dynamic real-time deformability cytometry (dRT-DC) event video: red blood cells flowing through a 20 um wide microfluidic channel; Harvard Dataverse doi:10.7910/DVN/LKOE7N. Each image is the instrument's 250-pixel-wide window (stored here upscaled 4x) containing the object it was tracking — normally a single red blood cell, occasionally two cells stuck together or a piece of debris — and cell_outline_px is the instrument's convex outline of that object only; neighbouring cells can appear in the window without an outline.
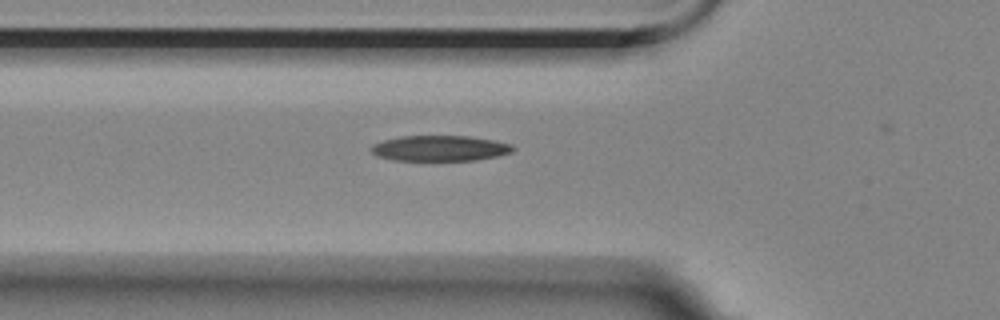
{"species": "Egyptian fruit bat (a non-hibernating species)", "species_latin": "Rousettus aegyptiacus", "temperature_condition": "room temperature", "stored_images_in_passage": 2, "camera_frame_rate_fps": 3000, "um_per_image_px": 0.085, "animal": {"sex": "female"}, "frame": {"image": 1, "passage_image": 2, "time_ms": 2.0, "image_size_px": [1000, 320], "cell_outline_px": [[516, 148], [512, 152], [496, 156], [476, 160], [396, 160], [376, 156], [368, 148], [372, 144], [384, 140], [400, 136], [468, 136], [492, 140], [512, 144]], "centroid_in_image_um": [37.37, 12.6], "position_along_channel_um": 88.4, "area_um2": 21.1}}